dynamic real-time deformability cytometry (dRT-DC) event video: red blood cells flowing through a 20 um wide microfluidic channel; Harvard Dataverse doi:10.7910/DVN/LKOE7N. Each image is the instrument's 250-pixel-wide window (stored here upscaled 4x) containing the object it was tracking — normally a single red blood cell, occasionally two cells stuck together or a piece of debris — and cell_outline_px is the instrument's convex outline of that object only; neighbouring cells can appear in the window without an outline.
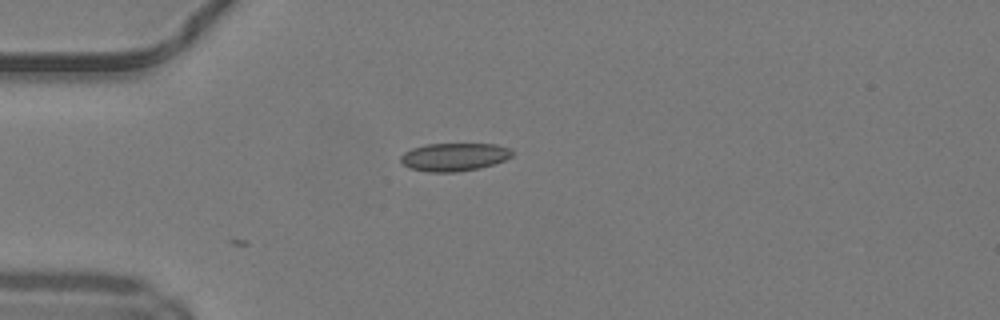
{"species": "common noctule bat (a hibernating species)", "species_latin": "Nyctalus noctula", "temperature_condition": "warm", "stored_images_in_passage": 3, "camera_frame_rate_fps": 3000, "um_per_image_px": 0.085, "animal": {"sex": "male", "body_mass_g": 19.2, "forearm_length_mm": 51.8}, "frame": {"image": 1, "passage_image": 3, "time_ms": 0.667, "image_size_px": [1000, 320], "cell_outline_px": [[512, 156], [504, 160], [480, 168], [456, 172], [428, 172], [408, 168], [400, 164], [400, 156], [404, 152], [412, 148], [428, 144], [496, 144], [512, 148]], "centroid_in_image_um": [38.57, 13.34], "position_along_channel_um": 46.4, "area_um2": 18.38}}